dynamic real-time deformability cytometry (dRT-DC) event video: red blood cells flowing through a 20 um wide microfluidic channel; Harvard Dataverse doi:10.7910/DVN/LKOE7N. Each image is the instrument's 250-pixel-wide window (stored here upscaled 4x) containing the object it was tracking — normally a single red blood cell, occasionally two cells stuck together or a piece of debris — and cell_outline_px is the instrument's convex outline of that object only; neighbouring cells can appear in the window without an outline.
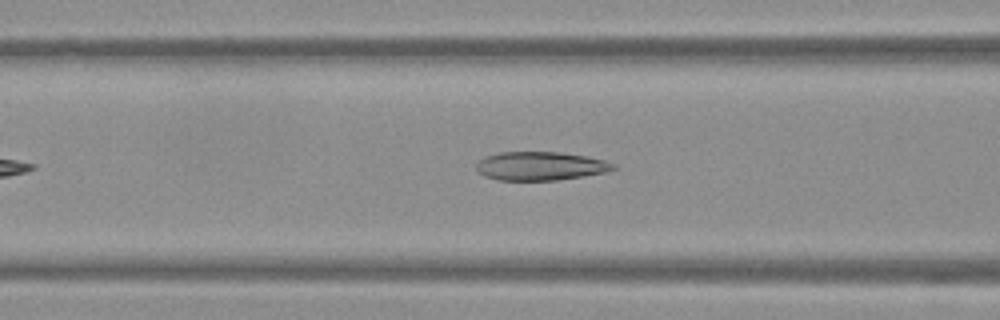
{"species": "Egyptian fruit bat (a non-hibernating species)", "species_latin": "Rousettus aegyptiacus", "temperature_condition": "warm", "stored_images_in_passage": 37, "camera_frame_rate_fps": 3000, "um_per_image_px": 0.085, "frame": {"image": 1, "passage_image": 12, "time_ms": 3.667, "image_size_px": [1000, 320], "cell_outline_px": [[616, 168], [608, 172], [556, 180], [496, 180], [484, 176], [476, 168], [476, 164], [484, 156], [496, 152], [560, 152], [588, 156], [604, 160], [616, 164]], "centroid_in_image_um": [45.94, 14.1], "position_along_channel_um": 120.7, "area_um2": 23.0}}
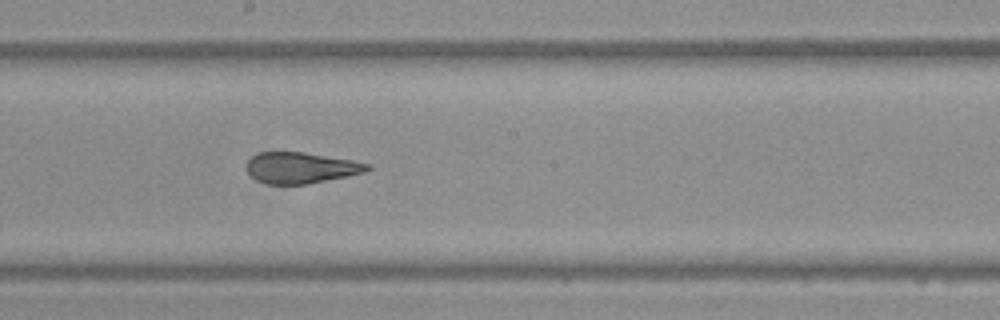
{"frame": {"image": 2, "passage_image": 20, "time_ms": 6.333, "image_size_px": [1000, 320], "cell_outline_px": [[372, 168], [364, 172], [348, 176], [308, 184], [268, 184], [256, 180], [248, 172], [248, 160], [252, 156], [260, 152], [304, 152], [352, 160], [372, 164]], "centroid_in_image_um": [25.61, 14.26], "position_along_channel_um": 222.6, "area_um2": 21.79}}
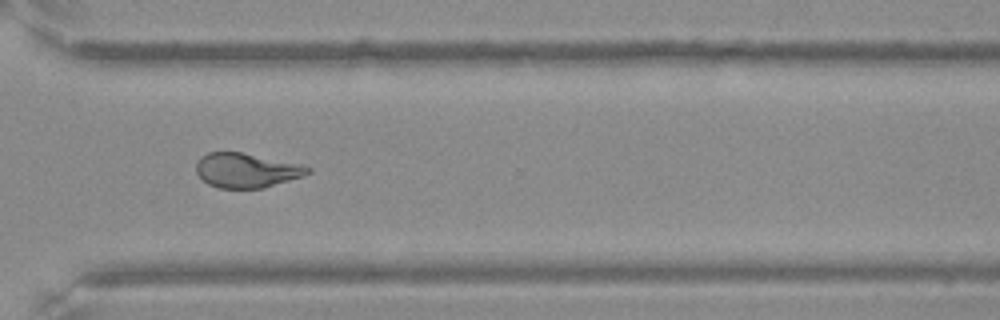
{"frame": {"image": 3, "passage_image": 30, "time_ms": 9.667, "image_size_px": [1000, 320], "cell_outline_px": [[312, 172], [264, 188], [220, 188], [208, 184], [196, 172], [196, 164], [200, 156], [208, 152], [240, 152], [300, 164], [312, 168]], "centroid_in_image_um": [20.92, 14.47], "position_along_channel_um": 349.7, "area_um2": 22.2}, "authors_computed_cell_mechanics": {"area_um2": 23.0622, "velocity_mm_per_s": 3.8148, "shape_relaxation_time_tau1_ms": null, "shape_relaxation_time_tau2_ms": 1.198, "deformation_change_tau1": null, "deformation_change_tau2": 0.0827}}